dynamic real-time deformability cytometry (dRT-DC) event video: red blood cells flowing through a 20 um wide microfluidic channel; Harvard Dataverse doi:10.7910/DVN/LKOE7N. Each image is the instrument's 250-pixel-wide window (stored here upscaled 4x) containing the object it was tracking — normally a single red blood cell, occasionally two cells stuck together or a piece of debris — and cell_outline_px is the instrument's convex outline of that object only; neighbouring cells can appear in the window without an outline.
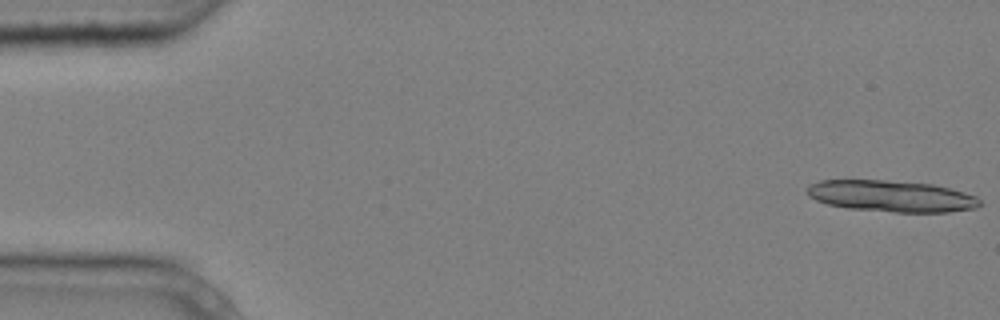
{"species": "common noctule bat (a hibernating species)", "species_latin": "Nyctalus noctula", "temperature_condition": "cold", "stored_images_in_passage": 5, "camera_frame_rate_fps": 3000, "um_per_image_px": 0.085, "animal": {"sex": "male", "body_mass_g": 20.4}, "frame": {"image": 1, "passage_image": 1, "time_ms": 0.0, "image_size_px": [1000, 320], "cell_outline_px": [[984, 204], [976, 208], [948, 212], [896, 212], [848, 208], [828, 204], [816, 200], [808, 196], [804, 188], [808, 184], [820, 180], [884, 180], [932, 184], [964, 192], [976, 196]], "centroid_in_image_um": [75.74, 16.67], "position_along_channel_um": 9.3, "area_um2": 31.79}}